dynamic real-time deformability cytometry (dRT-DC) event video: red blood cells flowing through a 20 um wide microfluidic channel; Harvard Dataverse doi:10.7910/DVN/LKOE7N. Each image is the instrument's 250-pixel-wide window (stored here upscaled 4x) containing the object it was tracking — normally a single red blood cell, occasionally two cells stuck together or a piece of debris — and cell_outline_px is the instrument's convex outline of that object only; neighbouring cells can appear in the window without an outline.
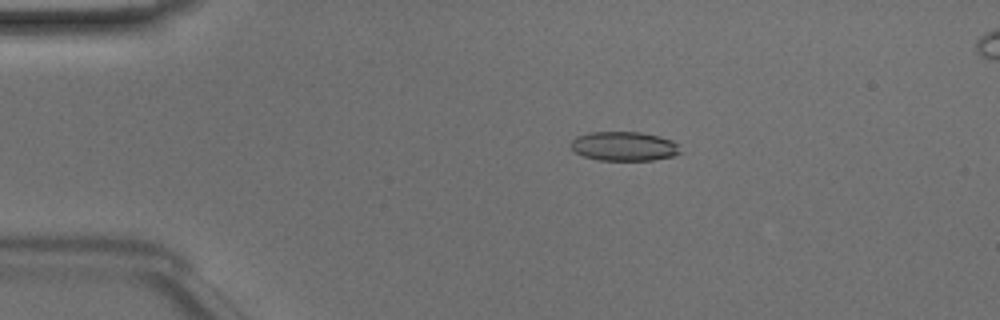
{"species": "Egyptian fruit bat (a non-hibernating species)", "species_latin": "Rousettus aegyptiacus", "temperature_condition": "room temperature", "stored_images_in_passage": 49, "camera_frame_rate_fps": 3000, "um_per_image_px": 0.085, "animal": {"sex": "male"}, "frame": {"image": 1, "passage_image": 10, "time_ms": 3.0, "image_size_px": [1000, 320], "cell_outline_px": [[680, 152], [672, 156], [652, 160], [600, 160], [584, 156], [576, 152], [568, 144], [576, 136], [588, 132], [640, 132], [660, 136], [672, 140], [676, 144]], "centroid_in_image_um": [53.0, 12.42], "position_along_channel_um": 32.0, "area_um2": 18.55}}
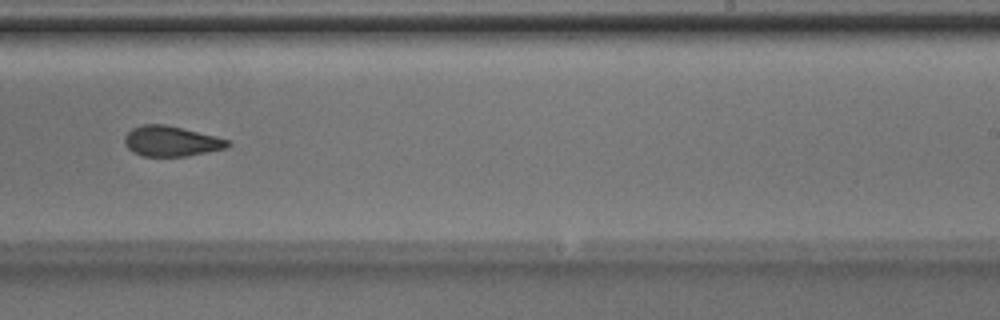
{"frame": {"image": 2, "passage_image": 31, "time_ms": 10.0, "image_size_px": [1000, 320], "cell_outline_px": [[232, 144], [228, 148], [184, 156], [144, 156], [132, 152], [124, 144], [124, 136], [132, 128], [144, 124], [164, 124], [216, 136], [228, 140]], "centroid_in_image_um": [14.54, 12.0], "position_along_channel_um": 274.5, "area_um2": 18.15}}
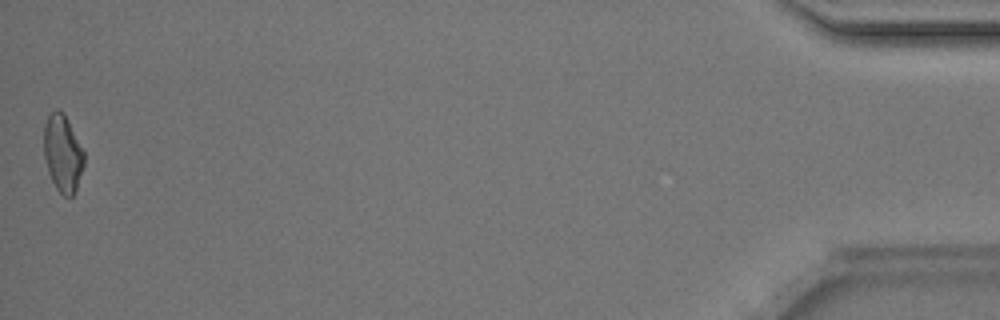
{"frame": {"image": 3, "passage_image": 49, "time_ms": 16.0, "image_size_px": [1000, 320], "cell_outline_px": [[84, 164], [76, 192], [72, 196], [64, 196], [56, 188], [48, 172], [44, 156], [44, 124], [48, 116], [56, 108], [64, 112], [84, 152]], "centroid_in_image_um": [5.33, 13.03], "position_along_channel_um": 429.9, "area_um2": 18.09}, "authors_computed_cell_mechanics": {"area_um2": 18.5538, "velocity_mm_per_s": 4.1624, "shape_relaxation_time_tau1_ms": 5.0979, "shape_relaxation_time_tau2_ms": 2.5297, "deformation_change_tau1": 0.1262, "deformation_change_tau2": 0.093}}